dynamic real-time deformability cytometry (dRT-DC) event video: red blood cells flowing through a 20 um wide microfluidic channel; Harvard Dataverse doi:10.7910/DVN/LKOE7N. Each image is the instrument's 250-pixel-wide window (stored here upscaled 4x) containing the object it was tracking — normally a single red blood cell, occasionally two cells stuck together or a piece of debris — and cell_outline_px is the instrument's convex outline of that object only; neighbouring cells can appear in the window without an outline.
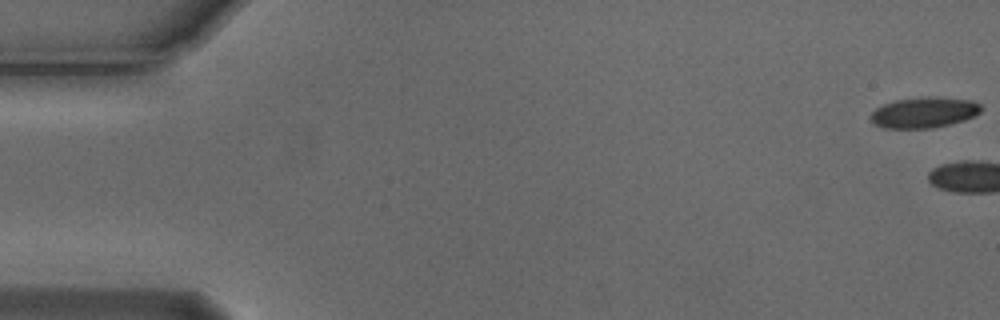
{"species": "Egyptian fruit bat (a non-hibernating species)", "species_latin": "Rousettus aegyptiacus", "temperature_condition": "cold", "stored_images_in_passage": 3, "camera_frame_rate_fps": 3000, "um_per_image_px": 0.085, "animal": {"sex": "male"}, "frame": {"image": 1, "passage_image": 1, "time_ms": 0.0, "image_size_px": [1000, 320], "cell_outline_px": [[984, 108], [980, 112], [964, 120], [932, 128], [884, 128], [876, 124], [868, 116], [876, 108], [884, 104], [896, 100], [928, 96], [972, 100], [980, 104]], "centroid_in_image_um": [78.55, 9.55], "position_along_channel_um": 6.5, "area_um2": 19.65}}